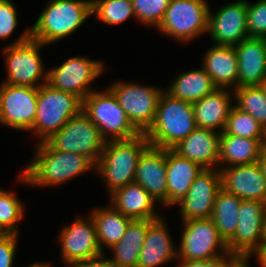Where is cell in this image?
Here are the masks:
<instances>
[{"label":"cell","instance_id":"24","mask_svg":"<svg viewBox=\"0 0 266 267\" xmlns=\"http://www.w3.org/2000/svg\"><path fill=\"white\" fill-rule=\"evenodd\" d=\"M232 95L233 90L217 88L213 93L194 102L192 106L196 126L222 133L234 103Z\"/></svg>","mask_w":266,"mask_h":267},{"label":"cell","instance_id":"20","mask_svg":"<svg viewBox=\"0 0 266 267\" xmlns=\"http://www.w3.org/2000/svg\"><path fill=\"white\" fill-rule=\"evenodd\" d=\"M166 221L161 216L148 220L143 248L139 254L137 267H159L178 260V251L173 244Z\"/></svg>","mask_w":266,"mask_h":267},{"label":"cell","instance_id":"40","mask_svg":"<svg viewBox=\"0 0 266 267\" xmlns=\"http://www.w3.org/2000/svg\"><path fill=\"white\" fill-rule=\"evenodd\" d=\"M17 239V234H0V267H13Z\"/></svg>","mask_w":266,"mask_h":267},{"label":"cell","instance_id":"46","mask_svg":"<svg viewBox=\"0 0 266 267\" xmlns=\"http://www.w3.org/2000/svg\"><path fill=\"white\" fill-rule=\"evenodd\" d=\"M261 148L266 150V126L263 128V136L261 140Z\"/></svg>","mask_w":266,"mask_h":267},{"label":"cell","instance_id":"14","mask_svg":"<svg viewBox=\"0 0 266 267\" xmlns=\"http://www.w3.org/2000/svg\"><path fill=\"white\" fill-rule=\"evenodd\" d=\"M38 88L0 84V124L30 131L37 110Z\"/></svg>","mask_w":266,"mask_h":267},{"label":"cell","instance_id":"43","mask_svg":"<svg viewBox=\"0 0 266 267\" xmlns=\"http://www.w3.org/2000/svg\"><path fill=\"white\" fill-rule=\"evenodd\" d=\"M258 163L261 166L263 176L266 181V150L262 149Z\"/></svg>","mask_w":266,"mask_h":267},{"label":"cell","instance_id":"6","mask_svg":"<svg viewBox=\"0 0 266 267\" xmlns=\"http://www.w3.org/2000/svg\"><path fill=\"white\" fill-rule=\"evenodd\" d=\"M81 110L82 100L79 97L45 83L38 87L36 118L30 132L38 137V143L44 142Z\"/></svg>","mask_w":266,"mask_h":267},{"label":"cell","instance_id":"22","mask_svg":"<svg viewBox=\"0 0 266 267\" xmlns=\"http://www.w3.org/2000/svg\"><path fill=\"white\" fill-rule=\"evenodd\" d=\"M238 87L261 85L266 79V43L263 38L248 37L237 44Z\"/></svg>","mask_w":266,"mask_h":267},{"label":"cell","instance_id":"4","mask_svg":"<svg viewBox=\"0 0 266 267\" xmlns=\"http://www.w3.org/2000/svg\"><path fill=\"white\" fill-rule=\"evenodd\" d=\"M196 127L192 103L174 98L164 90L154 121L144 134L150 145L172 149Z\"/></svg>","mask_w":266,"mask_h":267},{"label":"cell","instance_id":"23","mask_svg":"<svg viewBox=\"0 0 266 267\" xmlns=\"http://www.w3.org/2000/svg\"><path fill=\"white\" fill-rule=\"evenodd\" d=\"M108 196H110L108 202L118 212L132 220H154L162 216L155 211L154 204L157 202L135 182L116 189Z\"/></svg>","mask_w":266,"mask_h":267},{"label":"cell","instance_id":"9","mask_svg":"<svg viewBox=\"0 0 266 267\" xmlns=\"http://www.w3.org/2000/svg\"><path fill=\"white\" fill-rule=\"evenodd\" d=\"M178 260H211L227 255V243L211 218L181 221Z\"/></svg>","mask_w":266,"mask_h":267},{"label":"cell","instance_id":"18","mask_svg":"<svg viewBox=\"0 0 266 267\" xmlns=\"http://www.w3.org/2000/svg\"><path fill=\"white\" fill-rule=\"evenodd\" d=\"M134 182L161 206H167L166 149L149 145L139 157Z\"/></svg>","mask_w":266,"mask_h":267},{"label":"cell","instance_id":"38","mask_svg":"<svg viewBox=\"0 0 266 267\" xmlns=\"http://www.w3.org/2000/svg\"><path fill=\"white\" fill-rule=\"evenodd\" d=\"M17 7L11 0H0V40L11 38L18 26Z\"/></svg>","mask_w":266,"mask_h":267},{"label":"cell","instance_id":"19","mask_svg":"<svg viewBox=\"0 0 266 267\" xmlns=\"http://www.w3.org/2000/svg\"><path fill=\"white\" fill-rule=\"evenodd\" d=\"M221 187L241 200L266 203V181L258 162L220 169Z\"/></svg>","mask_w":266,"mask_h":267},{"label":"cell","instance_id":"17","mask_svg":"<svg viewBox=\"0 0 266 267\" xmlns=\"http://www.w3.org/2000/svg\"><path fill=\"white\" fill-rule=\"evenodd\" d=\"M208 33L215 45L236 46L247 33V0L221 6L216 13L209 10Z\"/></svg>","mask_w":266,"mask_h":267},{"label":"cell","instance_id":"45","mask_svg":"<svg viewBox=\"0 0 266 267\" xmlns=\"http://www.w3.org/2000/svg\"><path fill=\"white\" fill-rule=\"evenodd\" d=\"M27 267H52L50 262H33L31 265L27 266Z\"/></svg>","mask_w":266,"mask_h":267},{"label":"cell","instance_id":"7","mask_svg":"<svg viewBox=\"0 0 266 267\" xmlns=\"http://www.w3.org/2000/svg\"><path fill=\"white\" fill-rule=\"evenodd\" d=\"M82 111L98 127L105 142L130 139L140 134L108 88L92 91L86 96L82 100Z\"/></svg>","mask_w":266,"mask_h":267},{"label":"cell","instance_id":"31","mask_svg":"<svg viewBox=\"0 0 266 267\" xmlns=\"http://www.w3.org/2000/svg\"><path fill=\"white\" fill-rule=\"evenodd\" d=\"M241 199L224 189L216 196L211 219L214 221L219 235L227 243L235 234L238 225V211Z\"/></svg>","mask_w":266,"mask_h":267},{"label":"cell","instance_id":"48","mask_svg":"<svg viewBox=\"0 0 266 267\" xmlns=\"http://www.w3.org/2000/svg\"><path fill=\"white\" fill-rule=\"evenodd\" d=\"M241 267H249V264H243Z\"/></svg>","mask_w":266,"mask_h":267},{"label":"cell","instance_id":"33","mask_svg":"<svg viewBox=\"0 0 266 267\" xmlns=\"http://www.w3.org/2000/svg\"><path fill=\"white\" fill-rule=\"evenodd\" d=\"M91 12L98 21L118 25L135 18L132 0H91Z\"/></svg>","mask_w":266,"mask_h":267},{"label":"cell","instance_id":"32","mask_svg":"<svg viewBox=\"0 0 266 267\" xmlns=\"http://www.w3.org/2000/svg\"><path fill=\"white\" fill-rule=\"evenodd\" d=\"M234 105L251 114L263 127L266 126V94L261 85L243 86L233 90Z\"/></svg>","mask_w":266,"mask_h":267},{"label":"cell","instance_id":"35","mask_svg":"<svg viewBox=\"0 0 266 267\" xmlns=\"http://www.w3.org/2000/svg\"><path fill=\"white\" fill-rule=\"evenodd\" d=\"M263 128L251 114L233 105L222 133L248 139L262 138Z\"/></svg>","mask_w":266,"mask_h":267},{"label":"cell","instance_id":"15","mask_svg":"<svg viewBox=\"0 0 266 267\" xmlns=\"http://www.w3.org/2000/svg\"><path fill=\"white\" fill-rule=\"evenodd\" d=\"M88 218L76 217L72 224L64 226L58 234L61 244V260L66 267L72 263L100 256L102 253L95 222L90 214Z\"/></svg>","mask_w":266,"mask_h":267},{"label":"cell","instance_id":"30","mask_svg":"<svg viewBox=\"0 0 266 267\" xmlns=\"http://www.w3.org/2000/svg\"><path fill=\"white\" fill-rule=\"evenodd\" d=\"M90 215L95 222L102 253H105L104 247L110 249L123 238L127 226L132 221L131 218L118 212L110 203L105 207L93 208Z\"/></svg>","mask_w":266,"mask_h":267},{"label":"cell","instance_id":"16","mask_svg":"<svg viewBox=\"0 0 266 267\" xmlns=\"http://www.w3.org/2000/svg\"><path fill=\"white\" fill-rule=\"evenodd\" d=\"M221 188V173L218 168L202 170L187 194L176 203L180 207L181 220L211 218Z\"/></svg>","mask_w":266,"mask_h":267},{"label":"cell","instance_id":"34","mask_svg":"<svg viewBox=\"0 0 266 267\" xmlns=\"http://www.w3.org/2000/svg\"><path fill=\"white\" fill-rule=\"evenodd\" d=\"M24 204L13 192L0 189V234H17L20 220L24 219Z\"/></svg>","mask_w":266,"mask_h":267},{"label":"cell","instance_id":"12","mask_svg":"<svg viewBox=\"0 0 266 267\" xmlns=\"http://www.w3.org/2000/svg\"><path fill=\"white\" fill-rule=\"evenodd\" d=\"M104 62L87 58V56L69 57L66 61L48 70L47 84L52 88L70 92L81 100L93 90L90 86L103 74Z\"/></svg>","mask_w":266,"mask_h":267},{"label":"cell","instance_id":"21","mask_svg":"<svg viewBox=\"0 0 266 267\" xmlns=\"http://www.w3.org/2000/svg\"><path fill=\"white\" fill-rule=\"evenodd\" d=\"M219 149L220 133L199 127L172 148L179 156L204 169L218 168Z\"/></svg>","mask_w":266,"mask_h":267},{"label":"cell","instance_id":"28","mask_svg":"<svg viewBox=\"0 0 266 267\" xmlns=\"http://www.w3.org/2000/svg\"><path fill=\"white\" fill-rule=\"evenodd\" d=\"M169 85L165 90L168 94L192 104L217 89L203 67L178 73Z\"/></svg>","mask_w":266,"mask_h":267},{"label":"cell","instance_id":"44","mask_svg":"<svg viewBox=\"0 0 266 267\" xmlns=\"http://www.w3.org/2000/svg\"><path fill=\"white\" fill-rule=\"evenodd\" d=\"M266 248V216L263 222V230H262V237H261V244L260 249Z\"/></svg>","mask_w":266,"mask_h":267},{"label":"cell","instance_id":"26","mask_svg":"<svg viewBox=\"0 0 266 267\" xmlns=\"http://www.w3.org/2000/svg\"><path fill=\"white\" fill-rule=\"evenodd\" d=\"M204 170L198 163L166 149L167 207L176 206L188 192L196 177Z\"/></svg>","mask_w":266,"mask_h":267},{"label":"cell","instance_id":"27","mask_svg":"<svg viewBox=\"0 0 266 267\" xmlns=\"http://www.w3.org/2000/svg\"><path fill=\"white\" fill-rule=\"evenodd\" d=\"M262 138H242L220 133L218 169L258 162Z\"/></svg>","mask_w":266,"mask_h":267},{"label":"cell","instance_id":"13","mask_svg":"<svg viewBox=\"0 0 266 267\" xmlns=\"http://www.w3.org/2000/svg\"><path fill=\"white\" fill-rule=\"evenodd\" d=\"M238 225L227 242L228 252L248 264L250 257L260 249L266 203L258 200H241Z\"/></svg>","mask_w":266,"mask_h":267},{"label":"cell","instance_id":"36","mask_svg":"<svg viewBox=\"0 0 266 267\" xmlns=\"http://www.w3.org/2000/svg\"><path fill=\"white\" fill-rule=\"evenodd\" d=\"M171 0H132L136 20L145 26L157 28Z\"/></svg>","mask_w":266,"mask_h":267},{"label":"cell","instance_id":"39","mask_svg":"<svg viewBox=\"0 0 266 267\" xmlns=\"http://www.w3.org/2000/svg\"><path fill=\"white\" fill-rule=\"evenodd\" d=\"M177 267H241L244 262L237 256L227 255L203 261V260H177Z\"/></svg>","mask_w":266,"mask_h":267},{"label":"cell","instance_id":"11","mask_svg":"<svg viewBox=\"0 0 266 267\" xmlns=\"http://www.w3.org/2000/svg\"><path fill=\"white\" fill-rule=\"evenodd\" d=\"M108 89L125 110L133 126L140 133H145L154 121L159 97L164 91L162 87L116 81Z\"/></svg>","mask_w":266,"mask_h":267},{"label":"cell","instance_id":"2","mask_svg":"<svg viewBox=\"0 0 266 267\" xmlns=\"http://www.w3.org/2000/svg\"><path fill=\"white\" fill-rule=\"evenodd\" d=\"M42 10L30 34L47 46L71 36L92 16L91 0H48Z\"/></svg>","mask_w":266,"mask_h":267},{"label":"cell","instance_id":"29","mask_svg":"<svg viewBox=\"0 0 266 267\" xmlns=\"http://www.w3.org/2000/svg\"><path fill=\"white\" fill-rule=\"evenodd\" d=\"M148 231V220H132L123 238L109 250L114 253L109 261L114 267H137L139 254Z\"/></svg>","mask_w":266,"mask_h":267},{"label":"cell","instance_id":"8","mask_svg":"<svg viewBox=\"0 0 266 267\" xmlns=\"http://www.w3.org/2000/svg\"><path fill=\"white\" fill-rule=\"evenodd\" d=\"M210 9L206 0H171L156 29L180 43L192 41L208 32Z\"/></svg>","mask_w":266,"mask_h":267},{"label":"cell","instance_id":"47","mask_svg":"<svg viewBox=\"0 0 266 267\" xmlns=\"http://www.w3.org/2000/svg\"><path fill=\"white\" fill-rule=\"evenodd\" d=\"M261 87L264 90L265 94H266V79L263 80V82L261 83Z\"/></svg>","mask_w":266,"mask_h":267},{"label":"cell","instance_id":"10","mask_svg":"<svg viewBox=\"0 0 266 267\" xmlns=\"http://www.w3.org/2000/svg\"><path fill=\"white\" fill-rule=\"evenodd\" d=\"M46 142L54 149L88 157L95 165L102 156L105 141L98 127L81 110Z\"/></svg>","mask_w":266,"mask_h":267},{"label":"cell","instance_id":"1","mask_svg":"<svg viewBox=\"0 0 266 267\" xmlns=\"http://www.w3.org/2000/svg\"><path fill=\"white\" fill-rule=\"evenodd\" d=\"M35 154L27 167L21 171L19 182L34 187L66 184L67 181L90 170L95 164L86 156L52 148L46 141L37 143Z\"/></svg>","mask_w":266,"mask_h":267},{"label":"cell","instance_id":"25","mask_svg":"<svg viewBox=\"0 0 266 267\" xmlns=\"http://www.w3.org/2000/svg\"><path fill=\"white\" fill-rule=\"evenodd\" d=\"M202 60L203 69L217 88L231 90L238 88L237 52L234 46L213 44L205 52Z\"/></svg>","mask_w":266,"mask_h":267},{"label":"cell","instance_id":"41","mask_svg":"<svg viewBox=\"0 0 266 267\" xmlns=\"http://www.w3.org/2000/svg\"><path fill=\"white\" fill-rule=\"evenodd\" d=\"M105 254L103 253L94 258L74 262L69 267H114L109 259L107 257L105 258Z\"/></svg>","mask_w":266,"mask_h":267},{"label":"cell","instance_id":"5","mask_svg":"<svg viewBox=\"0 0 266 267\" xmlns=\"http://www.w3.org/2000/svg\"><path fill=\"white\" fill-rule=\"evenodd\" d=\"M44 46L47 45L31 38L30 28H26L14 42L4 46L2 54L7 77L3 83L33 88L47 83L48 70L40 54Z\"/></svg>","mask_w":266,"mask_h":267},{"label":"cell","instance_id":"37","mask_svg":"<svg viewBox=\"0 0 266 267\" xmlns=\"http://www.w3.org/2000/svg\"><path fill=\"white\" fill-rule=\"evenodd\" d=\"M247 33L249 37L266 36V0L247 1Z\"/></svg>","mask_w":266,"mask_h":267},{"label":"cell","instance_id":"3","mask_svg":"<svg viewBox=\"0 0 266 267\" xmlns=\"http://www.w3.org/2000/svg\"><path fill=\"white\" fill-rule=\"evenodd\" d=\"M149 145L144 133L130 139L105 142L95 173L105 182L109 195L134 182L139 157Z\"/></svg>","mask_w":266,"mask_h":267},{"label":"cell","instance_id":"42","mask_svg":"<svg viewBox=\"0 0 266 267\" xmlns=\"http://www.w3.org/2000/svg\"><path fill=\"white\" fill-rule=\"evenodd\" d=\"M253 256L261 267H266V248L257 250L250 258Z\"/></svg>","mask_w":266,"mask_h":267}]
</instances>
